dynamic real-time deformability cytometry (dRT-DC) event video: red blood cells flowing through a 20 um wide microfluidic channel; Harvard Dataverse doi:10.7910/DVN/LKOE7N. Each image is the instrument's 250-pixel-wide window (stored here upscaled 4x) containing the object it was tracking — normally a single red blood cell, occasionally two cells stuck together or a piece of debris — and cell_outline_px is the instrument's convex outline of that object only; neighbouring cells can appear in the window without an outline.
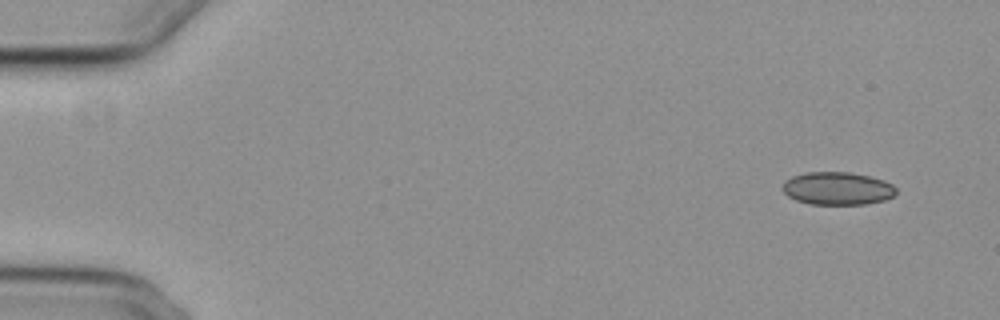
{"species": "common noctule bat (a hibernating species)", "species_latin": "Nyctalus noctula", "temperature_condition": "cold", "stored_images_in_passage": 51, "camera_frame_rate_fps": 3000, "um_per_image_px": 0.085, "animal": {"sex": "female", "body_mass_g": 29.2, "forearm_length_mm": 56.3}, "frame": {"image": 1, "passage_image": 1, "time_ms": 0.0, "image_size_px": [1000, 320], "cell_outline_px": [[896, 192], [892, 196], [884, 200], [864, 204], [808, 204], [796, 200], [788, 196], [780, 188], [784, 180], [792, 176], [804, 172], [848, 172], [868, 176], [884, 180], [892, 184], [896, 188]], "centroid_in_image_um": [71.13, 16.01], "position_along_channel_um": 13.9, "area_um2": 21.85}}
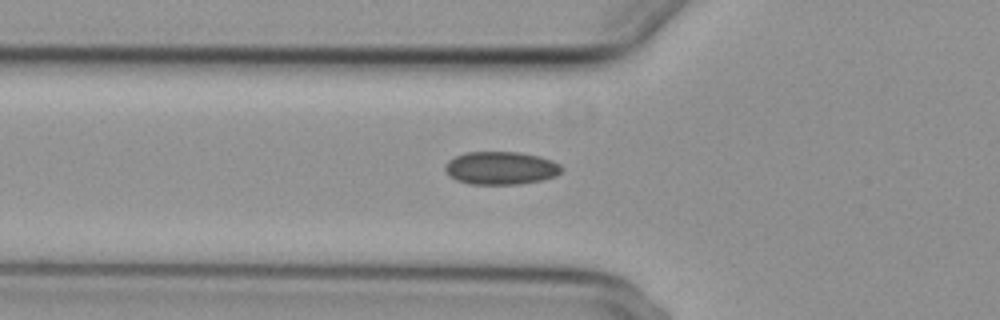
{"frame": {"image": 2, "passage_image": 17, "time_ms": 5.333, "image_size_px": [1000, 320], "cell_outline_px": [[564, 168], [556, 176], [540, 180], [516, 184], [468, 184], [456, 180], [444, 168], [444, 164], [448, 160], [456, 156], [468, 152], [520, 152], [540, 156], [552, 160], [560, 164]], "centroid_in_image_um": [42.59, 14.28], "position_along_channel_um": 83.2, "area_um2": 22.37}}
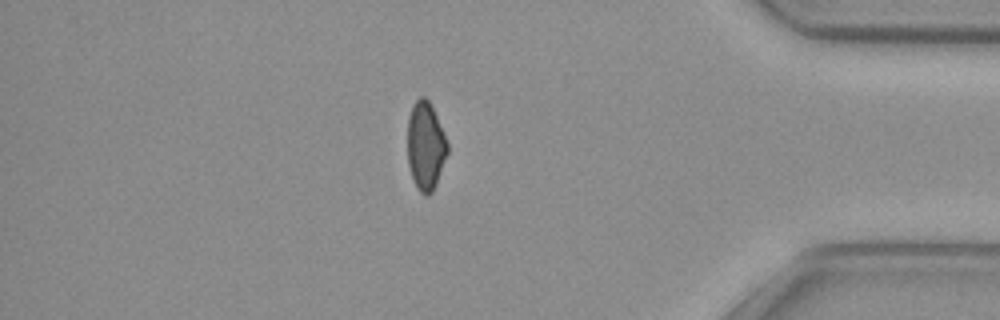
{"frame": {"image": 3, "passage_image": 45, "time_ms": 14.667, "image_size_px": [1000, 320], "cell_outline_px": [[448, 152], [436, 184], [432, 192], [428, 196], [424, 196], [416, 188], [412, 180], [408, 164], [408, 116], [412, 104], [420, 96], [424, 96], [428, 100], [444, 132], [448, 144]], "centroid_in_image_um": [36.16, 12.43], "position_along_channel_um": 399.0, "area_um2": 20.69}}